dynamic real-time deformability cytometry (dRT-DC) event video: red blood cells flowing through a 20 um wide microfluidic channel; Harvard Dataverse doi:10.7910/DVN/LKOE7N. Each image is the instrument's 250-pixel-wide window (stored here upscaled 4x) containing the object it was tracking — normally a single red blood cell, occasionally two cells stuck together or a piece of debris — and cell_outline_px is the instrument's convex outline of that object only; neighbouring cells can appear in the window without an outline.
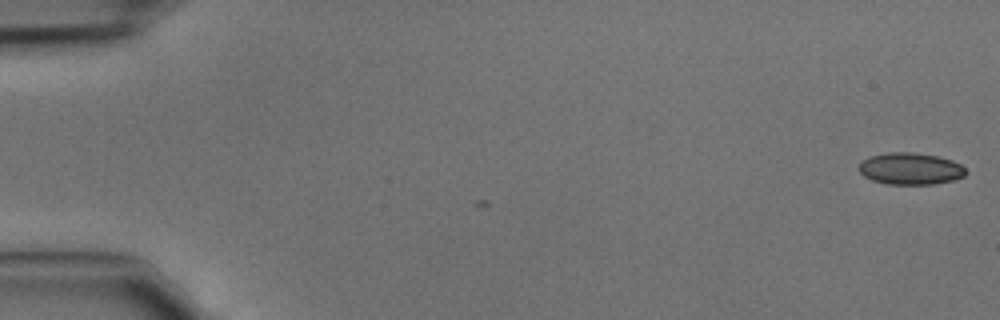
{"species": "common noctule bat (a hibernating species)", "species_latin": "Nyctalus noctula", "temperature_condition": "cold", "stored_images_in_passage": 4, "camera_frame_rate_fps": 3000, "um_per_image_px": 0.085, "animal": {"sex": "male", "body_mass_g": 15.6}, "frame": {"image": 1, "passage_image": 1, "time_ms": 0.0, "image_size_px": [1000, 320], "cell_outline_px": [[964, 176], [952, 180], [932, 184], [888, 184], [872, 180], [864, 176], [860, 172], [860, 164], [868, 156], [888, 152], [912, 152], [936, 156], [952, 160], [960, 164], [964, 168]], "centroid_in_image_um": [77.36, 14.33], "position_along_channel_um": 7.6, "area_um2": 19.59}}